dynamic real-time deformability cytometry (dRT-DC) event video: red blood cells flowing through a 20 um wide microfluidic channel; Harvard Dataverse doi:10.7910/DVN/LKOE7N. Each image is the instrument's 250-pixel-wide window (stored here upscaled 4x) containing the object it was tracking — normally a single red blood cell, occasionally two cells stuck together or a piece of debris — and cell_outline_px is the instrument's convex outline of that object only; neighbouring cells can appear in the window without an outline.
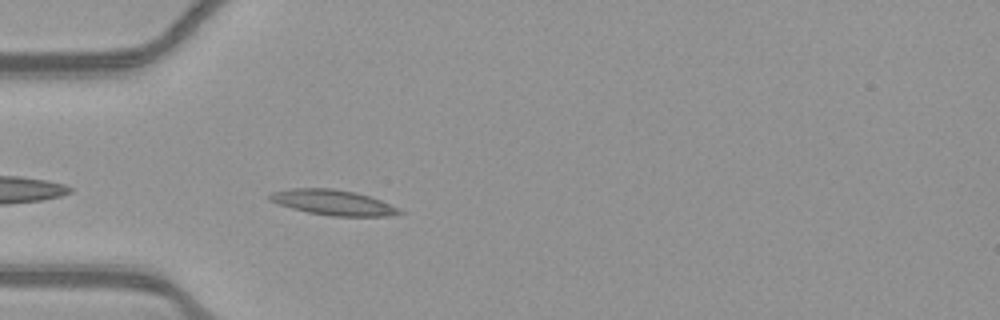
{"species": "common noctule bat (a hibernating species)", "species_latin": "Nyctalus noctula", "temperature_condition": "warm", "stored_images_in_passage": 30, "camera_frame_rate_fps": 3000, "um_per_image_px": 0.085, "animal": {"sex": "female", "body_mass_g": 21.9}, "frame": {"image": 1, "passage_image": 3, "time_ms": 0.667, "image_size_px": [1000, 320], "cell_outline_px": [[404, 212], [388, 216], [332, 216], [308, 212], [292, 208], [268, 200], [268, 196], [272, 192], [292, 188], [332, 188], [356, 192], [380, 200], [400, 208]], "centroid_in_image_um": [28.32, 17.2], "position_along_channel_um": 56.7, "area_um2": 19.02}}
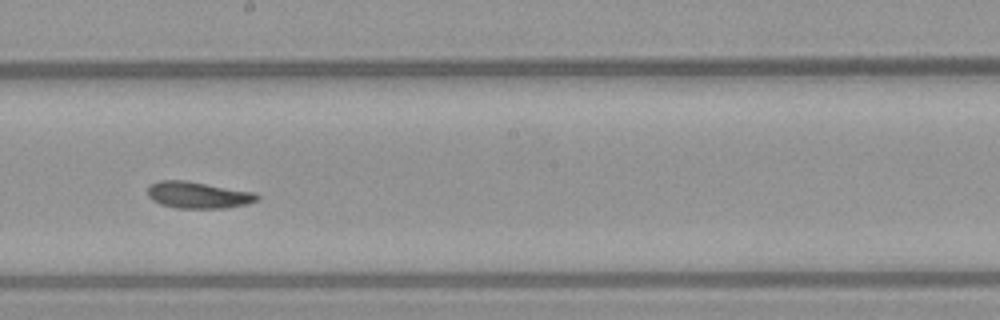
{"frame": {"image": 2, "passage_image": 17, "time_ms": 5.333, "image_size_px": [1000, 320], "cell_outline_px": [[260, 200], [248, 204], [224, 208], [176, 208], [160, 204], [152, 200], [148, 196], [148, 188], [152, 184], [160, 180], [188, 180], [256, 192], [260, 196]], "centroid_in_image_um": [16.89, 16.57], "position_along_channel_um": 231.3, "area_um2": 17.28}}
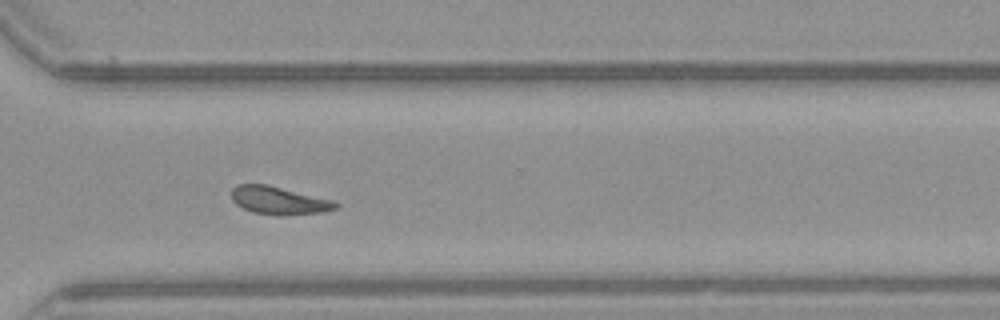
{"frame": {"image": 3, "passage_image": 26, "time_ms": 8.333, "image_size_px": [1000, 320], "cell_outline_px": [[340, 208], [324, 212], [288, 216], [276, 216], [252, 212], [236, 204], [232, 200], [232, 188], [236, 184], [264, 184], [332, 200], [340, 204]], "centroid_in_image_um": [23.73, 17.07], "position_along_channel_um": 346.9, "area_um2": 17.05}, "authors_computed_cell_mechanics": {"area_um2": 17.051, "velocity_mm_per_s": 3.863, "shape_relaxation_time_tau1_ms": 7.9856, "shape_relaxation_time_tau2_ms": 4.7012, "deformation_change_tau1": 0.1638, "deformation_change_tau2": 0.1179}}